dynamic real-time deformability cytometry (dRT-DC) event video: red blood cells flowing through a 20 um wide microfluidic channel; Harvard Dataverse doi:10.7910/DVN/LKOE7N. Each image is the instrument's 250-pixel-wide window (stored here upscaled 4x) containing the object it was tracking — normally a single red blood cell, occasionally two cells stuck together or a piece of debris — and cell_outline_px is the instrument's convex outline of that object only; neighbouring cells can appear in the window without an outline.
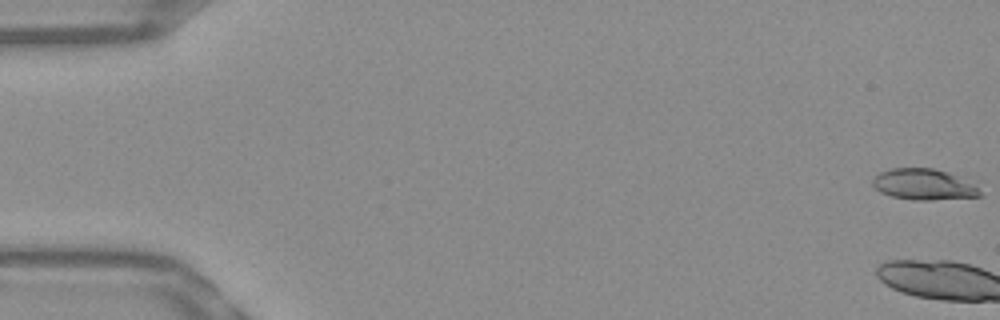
{"species": "Egyptian fruit bat (a non-hibernating species)", "species_latin": "Rousettus aegyptiacus", "temperature_condition": "warm", "stored_images_in_passage": 4, "camera_frame_rate_fps": 3000, "um_per_image_px": 0.085, "frame": {"image": 1, "passage_image": 1, "time_ms": 0.0, "image_size_px": [1000, 320], "cell_outline_px": [[984, 196], [932, 200], [912, 200], [892, 196], [880, 192], [872, 184], [872, 180], [880, 172], [892, 168], [932, 168], [948, 172], [972, 184]], "centroid_in_image_um": [78.48, 15.68], "position_along_channel_um": 6.5, "area_um2": 19.13}}